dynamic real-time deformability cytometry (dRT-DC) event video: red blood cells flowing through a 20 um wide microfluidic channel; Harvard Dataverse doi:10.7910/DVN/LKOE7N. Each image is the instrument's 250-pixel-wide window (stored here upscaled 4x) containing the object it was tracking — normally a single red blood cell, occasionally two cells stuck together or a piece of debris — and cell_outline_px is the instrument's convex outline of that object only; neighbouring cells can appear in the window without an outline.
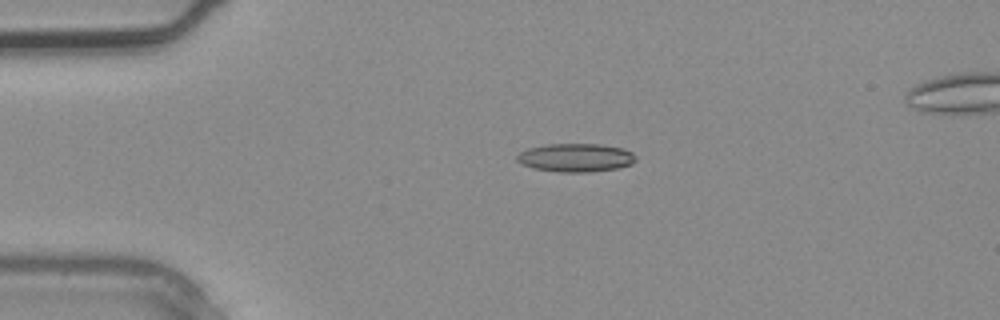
{"species": "common noctule bat (a hibernating species)", "species_latin": "Nyctalus noctula", "temperature_condition": "warm", "stored_images_in_passage": 2, "camera_frame_rate_fps": 3000, "um_per_image_px": 0.085, "animal": {"sex": "male", "body_mass_g": 20.4}, "frame": {"image": 1, "passage_image": 1, "time_ms": 0.0, "image_size_px": [1000, 320], "cell_outline_px": [[636, 160], [632, 164], [616, 168], [588, 172], [560, 172], [532, 168], [520, 164], [516, 160], [516, 156], [520, 152], [528, 148], [548, 144], [600, 144], [624, 148], [632, 152], [636, 156]], "centroid_in_image_um": [48.93, 13.4], "position_along_channel_um": 36.1, "area_um2": 19.77}}